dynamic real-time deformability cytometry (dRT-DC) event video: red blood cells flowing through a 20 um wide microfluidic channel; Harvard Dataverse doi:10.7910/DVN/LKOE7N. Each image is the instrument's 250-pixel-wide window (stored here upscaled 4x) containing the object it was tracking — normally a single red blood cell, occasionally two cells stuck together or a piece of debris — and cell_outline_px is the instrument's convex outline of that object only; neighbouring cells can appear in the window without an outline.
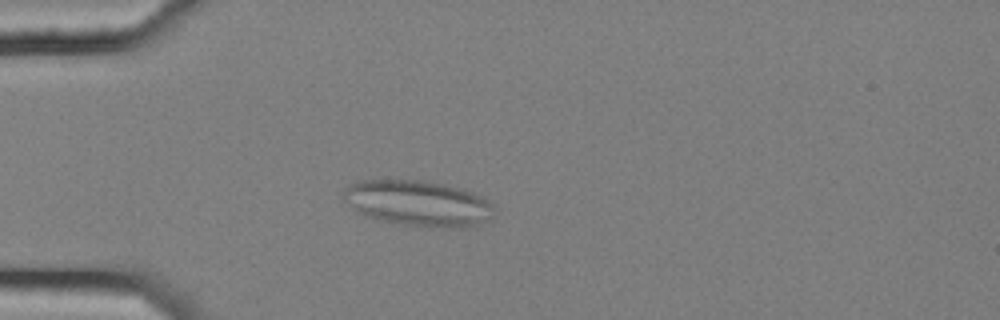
{"species": "common noctule bat (a hibernating species)", "species_latin": "Nyctalus noctula", "temperature_condition": "cold", "stored_images_in_passage": 5, "camera_frame_rate_fps": 3000, "um_per_image_px": 0.085, "animal": {"sex": "female", "body_mass_g": 25.1}, "frame": {"image": 1, "passage_image": 5, "time_ms": 1.333, "image_size_px": [1000, 320], "cell_outline_px": [[496, 208], [492, 216], [488, 220], [480, 224], [460, 228], [448, 228], [404, 224], [380, 220], [364, 216], [356, 212], [340, 196], [344, 188], [360, 180], [420, 180], [444, 184], [460, 188], [472, 192], [488, 200]], "centroid_in_image_um": [35.52, 17.28], "position_along_channel_um": 49.5, "area_um2": 40.34}}